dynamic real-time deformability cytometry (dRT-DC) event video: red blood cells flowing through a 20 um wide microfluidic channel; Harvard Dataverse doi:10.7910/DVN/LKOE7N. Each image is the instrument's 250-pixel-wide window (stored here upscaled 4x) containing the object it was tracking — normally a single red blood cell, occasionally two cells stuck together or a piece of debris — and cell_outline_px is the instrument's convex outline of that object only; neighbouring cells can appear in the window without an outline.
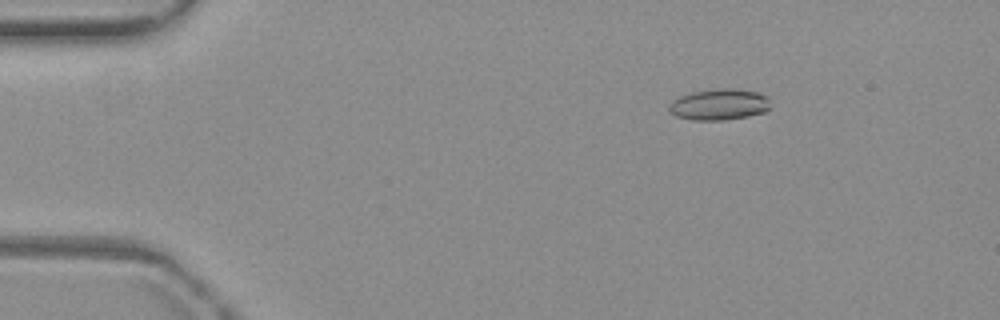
{"species": "common noctule bat (a hibernating species)", "species_latin": "Nyctalus noctula", "temperature_condition": "warm", "stored_images_in_passage": 5, "camera_frame_rate_fps": 3000, "um_per_image_px": 0.085, "animal": {"sex": "female", "body_mass_g": 19.3, "forearm_length_mm": 54.1}, "frame": {"image": 1, "passage_image": 3, "time_ms": 2.333, "image_size_px": [1000, 320], "cell_outline_px": [[768, 108], [764, 112], [748, 116], [724, 120], [692, 120], [676, 116], [668, 108], [672, 100], [680, 96], [692, 92], [716, 88], [732, 88], [756, 92], [768, 96]], "centroid_in_image_um": [61.11, 8.88], "position_along_channel_um": 23.9, "area_um2": 18.32}}